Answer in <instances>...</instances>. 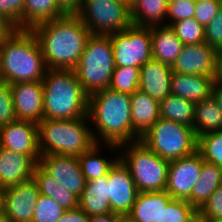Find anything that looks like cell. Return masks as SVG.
I'll return each instance as SVG.
<instances>
[{
    "label": "cell",
    "mask_w": 222,
    "mask_h": 222,
    "mask_svg": "<svg viewBox=\"0 0 222 222\" xmlns=\"http://www.w3.org/2000/svg\"><path fill=\"white\" fill-rule=\"evenodd\" d=\"M57 222H89V216L79 207L66 210Z\"/></svg>",
    "instance_id": "7bdbcfd3"
},
{
    "label": "cell",
    "mask_w": 222,
    "mask_h": 222,
    "mask_svg": "<svg viewBox=\"0 0 222 222\" xmlns=\"http://www.w3.org/2000/svg\"><path fill=\"white\" fill-rule=\"evenodd\" d=\"M88 117L96 128H91L95 143L103 142L109 151L119 153V145L141 139L132 128L129 94L109 88L90 94Z\"/></svg>",
    "instance_id": "6da1fadb"
},
{
    "label": "cell",
    "mask_w": 222,
    "mask_h": 222,
    "mask_svg": "<svg viewBox=\"0 0 222 222\" xmlns=\"http://www.w3.org/2000/svg\"><path fill=\"white\" fill-rule=\"evenodd\" d=\"M140 68L134 66L115 67L109 89L125 94L139 90Z\"/></svg>",
    "instance_id": "1f68e13d"
},
{
    "label": "cell",
    "mask_w": 222,
    "mask_h": 222,
    "mask_svg": "<svg viewBox=\"0 0 222 222\" xmlns=\"http://www.w3.org/2000/svg\"><path fill=\"white\" fill-rule=\"evenodd\" d=\"M218 51L202 42L199 44L184 45L172 71L181 74L206 75L216 78Z\"/></svg>",
    "instance_id": "5bb4252c"
},
{
    "label": "cell",
    "mask_w": 222,
    "mask_h": 222,
    "mask_svg": "<svg viewBox=\"0 0 222 222\" xmlns=\"http://www.w3.org/2000/svg\"><path fill=\"white\" fill-rule=\"evenodd\" d=\"M172 66L151 59L140 67L139 90L159 102L171 94Z\"/></svg>",
    "instance_id": "d6986e66"
},
{
    "label": "cell",
    "mask_w": 222,
    "mask_h": 222,
    "mask_svg": "<svg viewBox=\"0 0 222 222\" xmlns=\"http://www.w3.org/2000/svg\"><path fill=\"white\" fill-rule=\"evenodd\" d=\"M5 187L0 186V215L5 214Z\"/></svg>",
    "instance_id": "f907efd6"
},
{
    "label": "cell",
    "mask_w": 222,
    "mask_h": 222,
    "mask_svg": "<svg viewBox=\"0 0 222 222\" xmlns=\"http://www.w3.org/2000/svg\"><path fill=\"white\" fill-rule=\"evenodd\" d=\"M89 117L71 120L43 119L38 125L41 156L58 154L78 157L94 143Z\"/></svg>",
    "instance_id": "5b68a950"
},
{
    "label": "cell",
    "mask_w": 222,
    "mask_h": 222,
    "mask_svg": "<svg viewBox=\"0 0 222 222\" xmlns=\"http://www.w3.org/2000/svg\"><path fill=\"white\" fill-rule=\"evenodd\" d=\"M78 207L88 216L112 213L108 199V173L99 179L86 181Z\"/></svg>",
    "instance_id": "603a6c76"
},
{
    "label": "cell",
    "mask_w": 222,
    "mask_h": 222,
    "mask_svg": "<svg viewBox=\"0 0 222 222\" xmlns=\"http://www.w3.org/2000/svg\"><path fill=\"white\" fill-rule=\"evenodd\" d=\"M203 159L196 151L193 154L170 161L165 191L174 199L191 204L192 187L197 182Z\"/></svg>",
    "instance_id": "8fae6325"
},
{
    "label": "cell",
    "mask_w": 222,
    "mask_h": 222,
    "mask_svg": "<svg viewBox=\"0 0 222 222\" xmlns=\"http://www.w3.org/2000/svg\"><path fill=\"white\" fill-rule=\"evenodd\" d=\"M212 97L217 102L218 107L222 111V84L215 81L212 91Z\"/></svg>",
    "instance_id": "7dc6e473"
},
{
    "label": "cell",
    "mask_w": 222,
    "mask_h": 222,
    "mask_svg": "<svg viewBox=\"0 0 222 222\" xmlns=\"http://www.w3.org/2000/svg\"><path fill=\"white\" fill-rule=\"evenodd\" d=\"M16 29L17 27L10 20L0 14V44H2Z\"/></svg>",
    "instance_id": "f6af8a7d"
},
{
    "label": "cell",
    "mask_w": 222,
    "mask_h": 222,
    "mask_svg": "<svg viewBox=\"0 0 222 222\" xmlns=\"http://www.w3.org/2000/svg\"><path fill=\"white\" fill-rule=\"evenodd\" d=\"M92 35H110L132 24L130 7L118 0H84L76 14Z\"/></svg>",
    "instance_id": "9c48e42d"
},
{
    "label": "cell",
    "mask_w": 222,
    "mask_h": 222,
    "mask_svg": "<svg viewBox=\"0 0 222 222\" xmlns=\"http://www.w3.org/2000/svg\"><path fill=\"white\" fill-rule=\"evenodd\" d=\"M41 154H20L0 147V186L9 187L33 179Z\"/></svg>",
    "instance_id": "ac0fdd59"
},
{
    "label": "cell",
    "mask_w": 222,
    "mask_h": 222,
    "mask_svg": "<svg viewBox=\"0 0 222 222\" xmlns=\"http://www.w3.org/2000/svg\"><path fill=\"white\" fill-rule=\"evenodd\" d=\"M0 14L17 29H24V0H0Z\"/></svg>",
    "instance_id": "f35d334b"
},
{
    "label": "cell",
    "mask_w": 222,
    "mask_h": 222,
    "mask_svg": "<svg viewBox=\"0 0 222 222\" xmlns=\"http://www.w3.org/2000/svg\"><path fill=\"white\" fill-rule=\"evenodd\" d=\"M84 0H57L60 9L69 15H76L82 8Z\"/></svg>",
    "instance_id": "ee69618b"
},
{
    "label": "cell",
    "mask_w": 222,
    "mask_h": 222,
    "mask_svg": "<svg viewBox=\"0 0 222 222\" xmlns=\"http://www.w3.org/2000/svg\"><path fill=\"white\" fill-rule=\"evenodd\" d=\"M215 81V77L213 76L173 72L171 78V95L197 103L212 96Z\"/></svg>",
    "instance_id": "ffe728a7"
},
{
    "label": "cell",
    "mask_w": 222,
    "mask_h": 222,
    "mask_svg": "<svg viewBox=\"0 0 222 222\" xmlns=\"http://www.w3.org/2000/svg\"><path fill=\"white\" fill-rule=\"evenodd\" d=\"M222 0H196L194 18L204 27L219 13Z\"/></svg>",
    "instance_id": "ab89813d"
},
{
    "label": "cell",
    "mask_w": 222,
    "mask_h": 222,
    "mask_svg": "<svg viewBox=\"0 0 222 222\" xmlns=\"http://www.w3.org/2000/svg\"><path fill=\"white\" fill-rule=\"evenodd\" d=\"M5 214L12 222H32L40 192L33 179L5 188Z\"/></svg>",
    "instance_id": "2e32d148"
},
{
    "label": "cell",
    "mask_w": 222,
    "mask_h": 222,
    "mask_svg": "<svg viewBox=\"0 0 222 222\" xmlns=\"http://www.w3.org/2000/svg\"><path fill=\"white\" fill-rule=\"evenodd\" d=\"M196 211L186 200L172 198L162 209L160 222H187Z\"/></svg>",
    "instance_id": "d590c367"
},
{
    "label": "cell",
    "mask_w": 222,
    "mask_h": 222,
    "mask_svg": "<svg viewBox=\"0 0 222 222\" xmlns=\"http://www.w3.org/2000/svg\"><path fill=\"white\" fill-rule=\"evenodd\" d=\"M193 129L197 137L222 130V111L212 96L195 103Z\"/></svg>",
    "instance_id": "83f0119b"
},
{
    "label": "cell",
    "mask_w": 222,
    "mask_h": 222,
    "mask_svg": "<svg viewBox=\"0 0 222 222\" xmlns=\"http://www.w3.org/2000/svg\"><path fill=\"white\" fill-rule=\"evenodd\" d=\"M64 15L57 0H24V29L32 30L38 24Z\"/></svg>",
    "instance_id": "f1b7e54d"
},
{
    "label": "cell",
    "mask_w": 222,
    "mask_h": 222,
    "mask_svg": "<svg viewBox=\"0 0 222 222\" xmlns=\"http://www.w3.org/2000/svg\"><path fill=\"white\" fill-rule=\"evenodd\" d=\"M123 2L124 4H126L128 7H131L133 5V3L135 2V0H118Z\"/></svg>",
    "instance_id": "f5cc1de1"
},
{
    "label": "cell",
    "mask_w": 222,
    "mask_h": 222,
    "mask_svg": "<svg viewBox=\"0 0 222 222\" xmlns=\"http://www.w3.org/2000/svg\"><path fill=\"white\" fill-rule=\"evenodd\" d=\"M120 222H134L132 221L129 217L127 216H121V221Z\"/></svg>",
    "instance_id": "db71d44e"
},
{
    "label": "cell",
    "mask_w": 222,
    "mask_h": 222,
    "mask_svg": "<svg viewBox=\"0 0 222 222\" xmlns=\"http://www.w3.org/2000/svg\"><path fill=\"white\" fill-rule=\"evenodd\" d=\"M0 147L20 154H41L37 123L16 119L1 126Z\"/></svg>",
    "instance_id": "e0dca14e"
},
{
    "label": "cell",
    "mask_w": 222,
    "mask_h": 222,
    "mask_svg": "<svg viewBox=\"0 0 222 222\" xmlns=\"http://www.w3.org/2000/svg\"><path fill=\"white\" fill-rule=\"evenodd\" d=\"M32 31L42 48L45 65L50 69L73 70L91 35L77 15L69 14L38 24Z\"/></svg>",
    "instance_id": "7a4b0ae2"
},
{
    "label": "cell",
    "mask_w": 222,
    "mask_h": 222,
    "mask_svg": "<svg viewBox=\"0 0 222 222\" xmlns=\"http://www.w3.org/2000/svg\"><path fill=\"white\" fill-rule=\"evenodd\" d=\"M160 118V102L137 90L131 94L133 131L141 138Z\"/></svg>",
    "instance_id": "44dd1931"
},
{
    "label": "cell",
    "mask_w": 222,
    "mask_h": 222,
    "mask_svg": "<svg viewBox=\"0 0 222 222\" xmlns=\"http://www.w3.org/2000/svg\"><path fill=\"white\" fill-rule=\"evenodd\" d=\"M101 143H94L86 152L78 156L82 173L86 181L99 179L108 173L109 169L119 159V153L112 159L99 156Z\"/></svg>",
    "instance_id": "f546056e"
},
{
    "label": "cell",
    "mask_w": 222,
    "mask_h": 222,
    "mask_svg": "<svg viewBox=\"0 0 222 222\" xmlns=\"http://www.w3.org/2000/svg\"><path fill=\"white\" fill-rule=\"evenodd\" d=\"M171 199L165 190L139 192L127 217L134 222H160L161 211Z\"/></svg>",
    "instance_id": "cb8c5ba5"
},
{
    "label": "cell",
    "mask_w": 222,
    "mask_h": 222,
    "mask_svg": "<svg viewBox=\"0 0 222 222\" xmlns=\"http://www.w3.org/2000/svg\"><path fill=\"white\" fill-rule=\"evenodd\" d=\"M120 221H121V215L115 213L89 216V222H120Z\"/></svg>",
    "instance_id": "bcb514c9"
},
{
    "label": "cell",
    "mask_w": 222,
    "mask_h": 222,
    "mask_svg": "<svg viewBox=\"0 0 222 222\" xmlns=\"http://www.w3.org/2000/svg\"><path fill=\"white\" fill-rule=\"evenodd\" d=\"M187 222H211V220L197 210Z\"/></svg>",
    "instance_id": "681fc988"
},
{
    "label": "cell",
    "mask_w": 222,
    "mask_h": 222,
    "mask_svg": "<svg viewBox=\"0 0 222 222\" xmlns=\"http://www.w3.org/2000/svg\"><path fill=\"white\" fill-rule=\"evenodd\" d=\"M196 0H169L167 16V23L170 26L172 23L183 19L194 18Z\"/></svg>",
    "instance_id": "8d00e7d4"
},
{
    "label": "cell",
    "mask_w": 222,
    "mask_h": 222,
    "mask_svg": "<svg viewBox=\"0 0 222 222\" xmlns=\"http://www.w3.org/2000/svg\"><path fill=\"white\" fill-rule=\"evenodd\" d=\"M44 119L88 117L89 95L74 70L47 68L43 79Z\"/></svg>",
    "instance_id": "277c9868"
},
{
    "label": "cell",
    "mask_w": 222,
    "mask_h": 222,
    "mask_svg": "<svg viewBox=\"0 0 222 222\" xmlns=\"http://www.w3.org/2000/svg\"><path fill=\"white\" fill-rule=\"evenodd\" d=\"M199 211L211 221L222 219V184L211 194Z\"/></svg>",
    "instance_id": "b9f144b4"
},
{
    "label": "cell",
    "mask_w": 222,
    "mask_h": 222,
    "mask_svg": "<svg viewBox=\"0 0 222 222\" xmlns=\"http://www.w3.org/2000/svg\"><path fill=\"white\" fill-rule=\"evenodd\" d=\"M115 67L140 68L152 59L150 27L131 24L123 31L110 34Z\"/></svg>",
    "instance_id": "30bf717a"
},
{
    "label": "cell",
    "mask_w": 222,
    "mask_h": 222,
    "mask_svg": "<svg viewBox=\"0 0 222 222\" xmlns=\"http://www.w3.org/2000/svg\"><path fill=\"white\" fill-rule=\"evenodd\" d=\"M17 120L39 123L44 119L43 81L10 84Z\"/></svg>",
    "instance_id": "9a60e30c"
},
{
    "label": "cell",
    "mask_w": 222,
    "mask_h": 222,
    "mask_svg": "<svg viewBox=\"0 0 222 222\" xmlns=\"http://www.w3.org/2000/svg\"><path fill=\"white\" fill-rule=\"evenodd\" d=\"M197 151L204 161L222 168V130L199 136Z\"/></svg>",
    "instance_id": "d6a6232c"
},
{
    "label": "cell",
    "mask_w": 222,
    "mask_h": 222,
    "mask_svg": "<svg viewBox=\"0 0 222 222\" xmlns=\"http://www.w3.org/2000/svg\"><path fill=\"white\" fill-rule=\"evenodd\" d=\"M222 184V168L203 160L199 178L192 187L191 205L199 210Z\"/></svg>",
    "instance_id": "484cf974"
},
{
    "label": "cell",
    "mask_w": 222,
    "mask_h": 222,
    "mask_svg": "<svg viewBox=\"0 0 222 222\" xmlns=\"http://www.w3.org/2000/svg\"><path fill=\"white\" fill-rule=\"evenodd\" d=\"M33 180L37 184L40 194L51 197L66 210H73L78 208L79 198L62 187L39 165H37L34 170Z\"/></svg>",
    "instance_id": "4316f807"
},
{
    "label": "cell",
    "mask_w": 222,
    "mask_h": 222,
    "mask_svg": "<svg viewBox=\"0 0 222 222\" xmlns=\"http://www.w3.org/2000/svg\"><path fill=\"white\" fill-rule=\"evenodd\" d=\"M138 193L129 169L118 159L108 171V199L112 213L127 216Z\"/></svg>",
    "instance_id": "4fadbf2b"
},
{
    "label": "cell",
    "mask_w": 222,
    "mask_h": 222,
    "mask_svg": "<svg viewBox=\"0 0 222 222\" xmlns=\"http://www.w3.org/2000/svg\"><path fill=\"white\" fill-rule=\"evenodd\" d=\"M119 159L129 169L138 192L164 191L170 161L161 158L140 140L119 145Z\"/></svg>",
    "instance_id": "52a82bcc"
},
{
    "label": "cell",
    "mask_w": 222,
    "mask_h": 222,
    "mask_svg": "<svg viewBox=\"0 0 222 222\" xmlns=\"http://www.w3.org/2000/svg\"><path fill=\"white\" fill-rule=\"evenodd\" d=\"M152 59L173 66L184 44L167 25L151 26Z\"/></svg>",
    "instance_id": "7402d4cb"
},
{
    "label": "cell",
    "mask_w": 222,
    "mask_h": 222,
    "mask_svg": "<svg viewBox=\"0 0 222 222\" xmlns=\"http://www.w3.org/2000/svg\"><path fill=\"white\" fill-rule=\"evenodd\" d=\"M65 211L57 201L40 194L35 204L32 222H57Z\"/></svg>",
    "instance_id": "e575fe53"
},
{
    "label": "cell",
    "mask_w": 222,
    "mask_h": 222,
    "mask_svg": "<svg viewBox=\"0 0 222 222\" xmlns=\"http://www.w3.org/2000/svg\"><path fill=\"white\" fill-rule=\"evenodd\" d=\"M160 118L193 127L195 103L170 94L160 101Z\"/></svg>",
    "instance_id": "4dcf8cb0"
},
{
    "label": "cell",
    "mask_w": 222,
    "mask_h": 222,
    "mask_svg": "<svg viewBox=\"0 0 222 222\" xmlns=\"http://www.w3.org/2000/svg\"><path fill=\"white\" fill-rule=\"evenodd\" d=\"M16 119L10 84L0 82V127Z\"/></svg>",
    "instance_id": "74e56055"
},
{
    "label": "cell",
    "mask_w": 222,
    "mask_h": 222,
    "mask_svg": "<svg viewBox=\"0 0 222 222\" xmlns=\"http://www.w3.org/2000/svg\"><path fill=\"white\" fill-rule=\"evenodd\" d=\"M168 2L169 0H135L130 7L132 24L145 27L165 25Z\"/></svg>",
    "instance_id": "d4e9b609"
},
{
    "label": "cell",
    "mask_w": 222,
    "mask_h": 222,
    "mask_svg": "<svg viewBox=\"0 0 222 222\" xmlns=\"http://www.w3.org/2000/svg\"><path fill=\"white\" fill-rule=\"evenodd\" d=\"M170 27L184 45L205 42V27L195 18L177 21L172 23Z\"/></svg>",
    "instance_id": "836d02e7"
},
{
    "label": "cell",
    "mask_w": 222,
    "mask_h": 222,
    "mask_svg": "<svg viewBox=\"0 0 222 222\" xmlns=\"http://www.w3.org/2000/svg\"><path fill=\"white\" fill-rule=\"evenodd\" d=\"M73 70L88 95L109 88L115 70L110 36L91 34Z\"/></svg>",
    "instance_id": "8992f818"
},
{
    "label": "cell",
    "mask_w": 222,
    "mask_h": 222,
    "mask_svg": "<svg viewBox=\"0 0 222 222\" xmlns=\"http://www.w3.org/2000/svg\"><path fill=\"white\" fill-rule=\"evenodd\" d=\"M205 43L217 51L222 50V7L215 18L205 26Z\"/></svg>",
    "instance_id": "60d3db41"
},
{
    "label": "cell",
    "mask_w": 222,
    "mask_h": 222,
    "mask_svg": "<svg viewBox=\"0 0 222 222\" xmlns=\"http://www.w3.org/2000/svg\"><path fill=\"white\" fill-rule=\"evenodd\" d=\"M215 80L219 84H222V50L218 51L217 54V75Z\"/></svg>",
    "instance_id": "c3c4849f"
},
{
    "label": "cell",
    "mask_w": 222,
    "mask_h": 222,
    "mask_svg": "<svg viewBox=\"0 0 222 222\" xmlns=\"http://www.w3.org/2000/svg\"><path fill=\"white\" fill-rule=\"evenodd\" d=\"M3 77H2V73H1V65H0V82H3Z\"/></svg>",
    "instance_id": "11a10c76"
},
{
    "label": "cell",
    "mask_w": 222,
    "mask_h": 222,
    "mask_svg": "<svg viewBox=\"0 0 222 222\" xmlns=\"http://www.w3.org/2000/svg\"><path fill=\"white\" fill-rule=\"evenodd\" d=\"M38 165L66 190L78 198L81 197L86 180L78 157L58 154L42 155Z\"/></svg>",
    "instance_id": "7c38bea8"
},
{
    "label": "cell",
    "mask_w": 222,
    "mask_h": 222,
    "mask_svg": "<svg viewBox=\"0 0 222 222\" xmlns=\"http://www.w3.org/2000/svg\"><path fill=\"white\" fill-rule=\"evenodd\" d=\"M3 80L8 84L43 81L47 67L40 43L29 29H16L0 44Z\"/></svg>",
    "instance_id": "3957f363"
},
{
    "label": "cell",
    "mask_w": 222,
    "mask_h": 222,
    "mask_svg": "<svg viewBox=\"0 0 222 222\" xmlns=\"http://www.w3.org/2000/svg\"><path fill=\"white\" fill-rule=\"evenodd\" d=\"M211 222H222V219H218V220L211 221Z\"/></svg>",
    "instance_id": "9f6ffc18"
},
{
    "label": "cell",
    "mask_w": 222,
    "mask_h": 222,
    "mask_svg": "<svg viewBox=\"0 0 222 222\" xmlns=\"http://www.w3.org/2000/svg\"><path fill=\"white\" fill-rule=\"evenodd\" d=\"M140 141L161 158L171 161L196 152L198 137L193 127L159 118Z\"/></svg>",
    "instance_id": "ba28073f"
},
{
    "label": "cell",
    "mask_w": 222,
    "mask_h": 222,
    "mask_svg": "<svg viewBox=\"0 0 222 222\" xmlns=\"http://www.w3.org/2000/svg\"><path fill=\"white\" fill-rule=\"evenodd\" d=\"M0 222H12V221L6 216V214H2L0 215Z\"/></svg>",
    "instance_id": "816d5d0a"
}]
</instances>
